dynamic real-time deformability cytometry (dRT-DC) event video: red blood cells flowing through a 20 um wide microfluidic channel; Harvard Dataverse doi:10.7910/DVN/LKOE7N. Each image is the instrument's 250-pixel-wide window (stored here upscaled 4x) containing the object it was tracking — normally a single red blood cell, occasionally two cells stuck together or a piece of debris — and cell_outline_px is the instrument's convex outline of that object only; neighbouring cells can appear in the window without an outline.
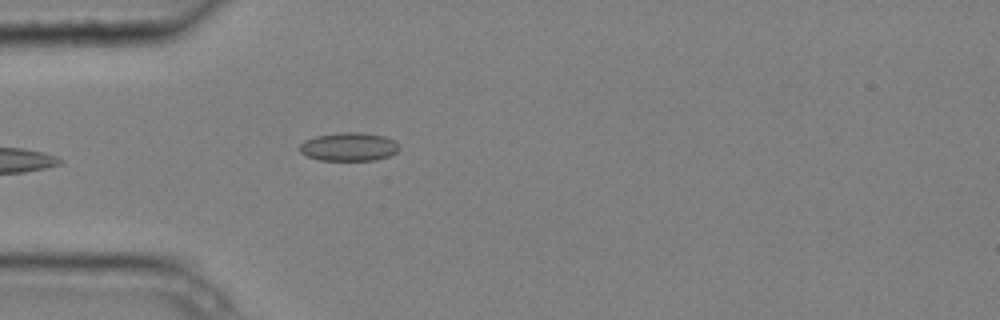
{"species": "common noctule bat (a hibernating species)", "species_latin": "Nyctalus noctula", "temperature_condition": "cold", "stored_images_in_passage": 4, "camera_frame_rate_fps": 3000, "um_per_image_px": 0.085, "animal": {"sex": "male", "body_mass_g": 20.4}, "frame": {"image": 1, "passage_image": 4, "time_ms": 1.0, "image_size_px": [1000, 320], "cell_outline_px": [[400, 148], [396, 152], [388, 156], [376, 160], [320, 160], [308, 156], [300, 152], [300, 144], [304, 140], [316, 136], [340, 132], [360, 132], [384, 136], [392, 140]], "centroid_in_image_um": [29.63, 12.47], "position_along_channel_um": 55.4, "area_um2": 16.36}}